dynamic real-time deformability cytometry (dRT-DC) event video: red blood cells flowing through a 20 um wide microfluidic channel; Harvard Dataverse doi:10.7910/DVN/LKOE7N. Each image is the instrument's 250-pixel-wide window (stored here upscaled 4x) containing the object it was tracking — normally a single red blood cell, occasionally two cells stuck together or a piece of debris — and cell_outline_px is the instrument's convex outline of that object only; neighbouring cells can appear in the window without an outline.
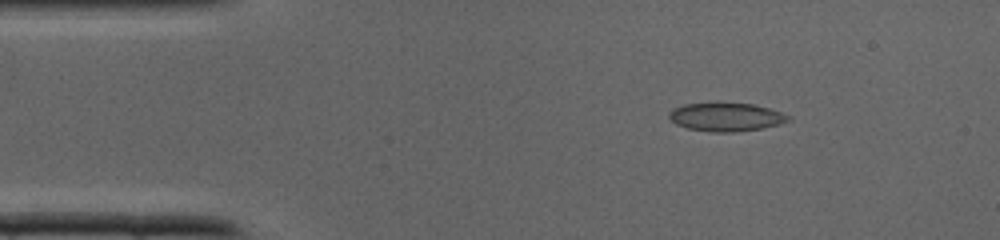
{"species": "common noctule bat (a hibernating species)", "species_latin": "Nyctalus noctula", "temperature_condition": "cold", "stored_images_in_passage": 34, "camera_frame_rate_fps": 3000, "um_per_image_px": 0.085, "animal": {"sex": "male", "body_mass_g": 19.0, "forearm_length_mm": 50.8}, "frame": {"image": 1, "passage_image": 2, "time_ms": 0.333, "image_size_px": [1000, 240], "cell_outline_px": [[792, 120], [764, 128], [736, 132], [712, 132], [688, 128], [676, 124], [668, 116], [668, 112], [684, 104], [716, 100], [752, 104], [768, 108], [792, 116]], "centroid_in_image_um": [61.72, 9.91], "position_along_channel_um": 23.3, "area_um2": 20.4}}
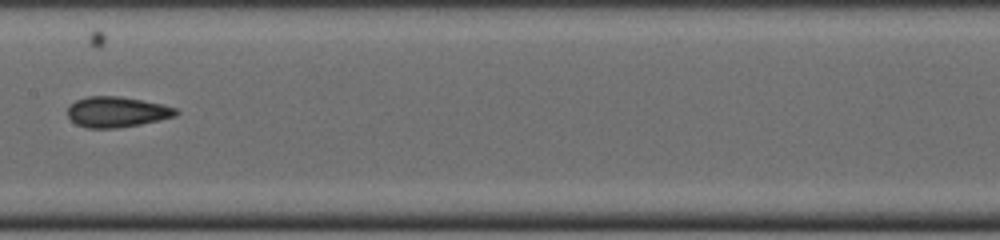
{"frame": {"image": 2, "passage_image": 15, "time_ms": 4.667, "image_size_px": [1000, 240], "cell_outline_px": [[180, 112], [176, 116], [140, 124], [116, 128], [84, 128], [76, 124], [68, 116], [68, 108], [76, 100], [88, 96], [120, 96], [160, 104], [176, 108]], "centroid_in_image_um": [9.92, 9.52], "position_along_channel_um": 197.5, "area_um2": 19.13}}
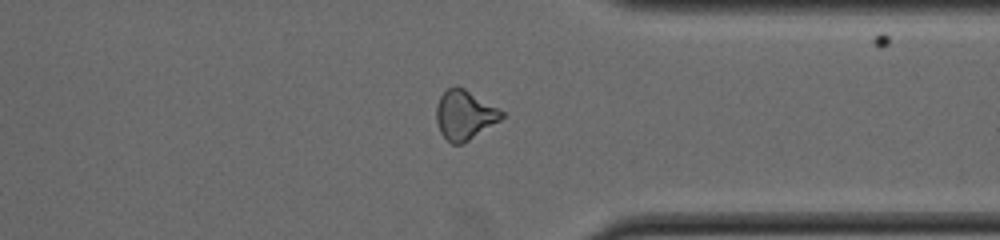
{"frame": {"image": 3, "passage_image": 25, "time_ms": 8.0, "image_size_px": [1000, 240], "cell_outline_px": [[504, 116], [500, 120], [468, 140], [460, 144], [452, 144], [440, 132], [436, 120], [436, 108], [440, 96], [448, 88], [456, 84], [464, 88], [504, 112]], "centroid_in_image_um": [39.46, 9.75], "position_along_channel_um": 371.9, "area_um2": 18.5}}